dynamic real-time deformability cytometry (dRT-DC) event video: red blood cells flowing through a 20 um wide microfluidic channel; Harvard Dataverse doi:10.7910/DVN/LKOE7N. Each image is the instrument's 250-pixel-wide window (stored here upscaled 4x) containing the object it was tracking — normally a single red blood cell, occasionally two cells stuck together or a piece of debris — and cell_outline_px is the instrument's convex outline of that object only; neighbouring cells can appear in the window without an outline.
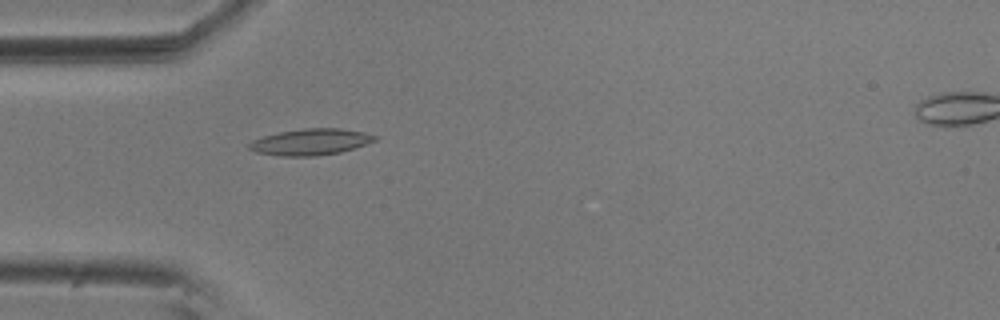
{"species": "common noctule bat (a hibernating species)", "species_latin": "Nyctalus noctula", "temperature_condition": "room temperature", "stored_images_in_passage": 45, "camera_frame_rate_fps": 3000, "um_per_image_px": 0.085, "animal": {"sex": "male", "body_mass_g": 20.5, "forearm_length_mm": 52.5}, "frame": {"image": 1, "passage_image": 6, "time_ms": 1.667, "image_size_px": [1000, 320], "cell_outline_px": [[380, 136], [376, 140], [340, 152], [316, 156], [280, 156], [256, 152], [248, 148], [248, 144], [252, 140], [264, 136], [280, 132], [304, 128], [340, 128], [364, 132]], "centroid_in_image_um": [26.4, 12.06], "position_along_channel_um": 58.6, "area_um2": 19.19}}
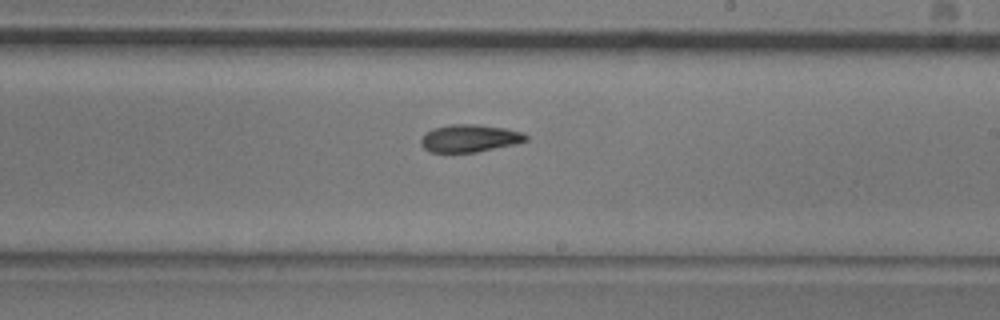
{"frame": {"image": 2, "passage_image": 22, "time_ms": 7.0, "image_size_px": [1000, 320], "cell_outline_px": [[528, 140], [516, 144], [476, 152], [428, 152], [420, 144], [420, 140], [432, 128], [452, 124], [476, 124], [504, 128], [524, 132], [528, 136]], "centroid_in_image_um": [39.94, 11.75], "position_along_channel_um": 249.1, "area_um2": 16.88}}
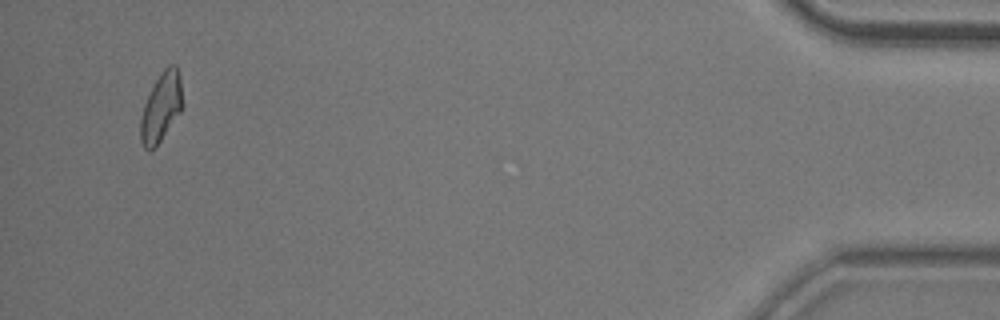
{"frame": {"image": 3, "passage_image": 43, "time_ms": 14.0, "image_size_px": [1000, 320], "cell_outline_px": [[184, 104], [180, 112], [160, 140], [152, 148], [144, 148], [140, 140], [140, 120], [144, 104], [160, 72], [168, 64], [176, 64], [180, 76]], "centroid_in_image_um": [13.72, 9.04], "position_along_channel_um": 421.5, "area_um2": 16.7}, "authors_computed_cell_mechanics": {"area_um2": 16.8776, "velocity_mm_per_s": 3.6079, "shape_relaxation_time_tau1_ms": null, "shape_relaxation_time_tau2_ms": 4.3797, "deformation_change_tau1": null, "deformation_change_tau2": 0.1039}}